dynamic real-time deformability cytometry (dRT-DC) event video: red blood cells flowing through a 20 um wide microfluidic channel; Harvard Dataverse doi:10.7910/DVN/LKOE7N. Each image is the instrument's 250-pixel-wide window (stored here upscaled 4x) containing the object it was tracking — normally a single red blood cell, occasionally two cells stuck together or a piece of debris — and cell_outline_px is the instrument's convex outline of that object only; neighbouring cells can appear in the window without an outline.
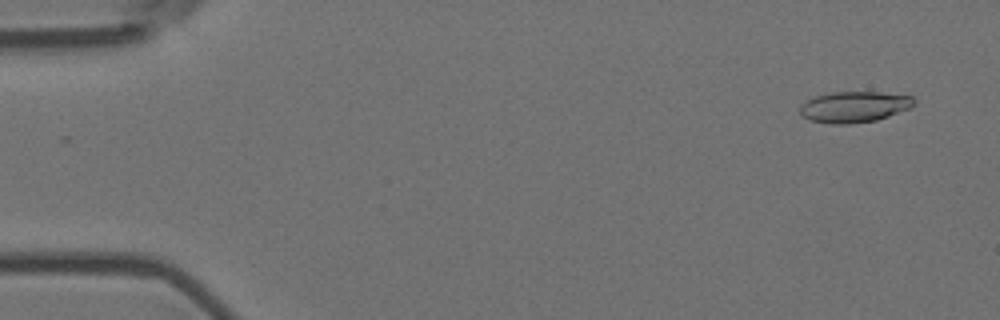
{"species": "Egyptian fruit bat (a non-hibernating species)", "species_latin": "Rousettus aegyptiacus", "temperature_condition": "room temperature", "stored_images_in_passage": 5, "camera_frame_rate_fps": 3000, "um_per_image_px": 0.085, "animal": {"sex": "female"}, "frame": {"image": 1, "passage_image": 1, "time_ms": 0.0, "image_size_px": [1000, 320], "cell_outline_px": [[916, 104], [912, 108], [876, 120], [848, 124], [832, 124], [808, 120], [800, 112], [800, 108], [808, 100], [816, 96], [832, 92], [880, 92], [912, 96], [916, 100]], "centroid_in_image_um": [72.67, 9.08], "position_along_channel_um": 12.3, "area_um2": 20.58}}
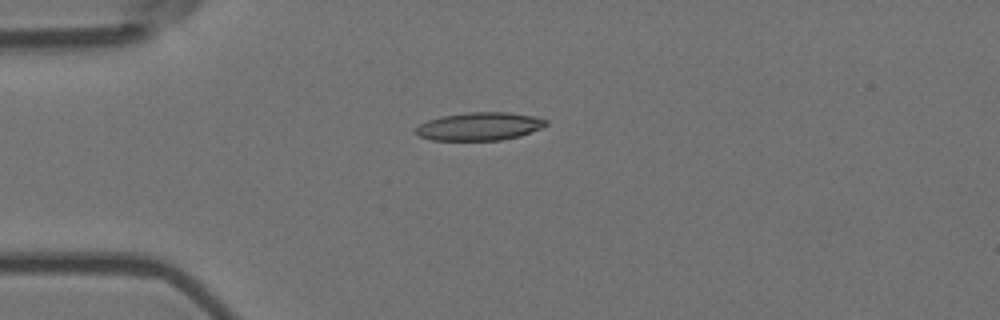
{"frame": {"image": 2, "passage_image": 4, "time_ms": 1.0, "image_size_px": [1000, 320], "cell_outline_px": [[548, 124], [540, 128], [520, 136], [500, 140], [432, 140], [420, 136], [416, 132], [416, 128], [420, 124], [428, 120], [444, 116], [468, 112], [508, 112], [536, 116], [548, 120]], "centroid_in_image_um": [40.8, 10.73], "position_along_channel_um": 44.2, "area_um2": 21.15}}